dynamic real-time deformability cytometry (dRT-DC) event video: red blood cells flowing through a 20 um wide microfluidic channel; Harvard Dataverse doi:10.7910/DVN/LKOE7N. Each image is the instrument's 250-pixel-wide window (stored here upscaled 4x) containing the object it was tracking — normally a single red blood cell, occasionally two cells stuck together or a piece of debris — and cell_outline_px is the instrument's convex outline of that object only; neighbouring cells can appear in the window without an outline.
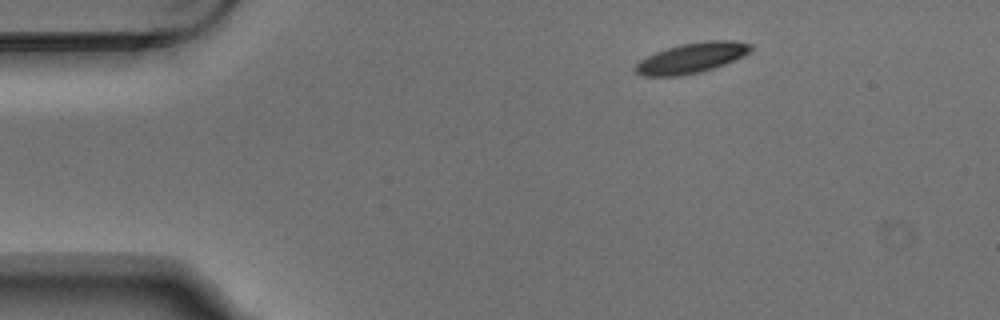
{"species": "Egyptian fruit bat (a non-hibernating species)", "species_latin": "Rousettus aegyptiacus", "temperature_condition": "warm", "stored_images_in_passage": 3, "camera_frame_rate_fps": 3000, "um_per_image_px": 0.085, "animal": {"sex": "male"}, "frame": {"image": 1, "passage_image": 1, "time_ms": 0.0, "image_size_px": [1000, 320], "cell_outline_px": [[752, 52], [744, 56], [724, 64], [700, 72], [680, 76], [644, 76], [636, 72], [632, 68], [640, 60], [656, 52], [680, 44], [704, 40], [732, 40], [752, 44]], "centroid_in_image_um": [58.81, 4.91], "position_along_channel_um": 26.2, "area_um2": 20.4}}